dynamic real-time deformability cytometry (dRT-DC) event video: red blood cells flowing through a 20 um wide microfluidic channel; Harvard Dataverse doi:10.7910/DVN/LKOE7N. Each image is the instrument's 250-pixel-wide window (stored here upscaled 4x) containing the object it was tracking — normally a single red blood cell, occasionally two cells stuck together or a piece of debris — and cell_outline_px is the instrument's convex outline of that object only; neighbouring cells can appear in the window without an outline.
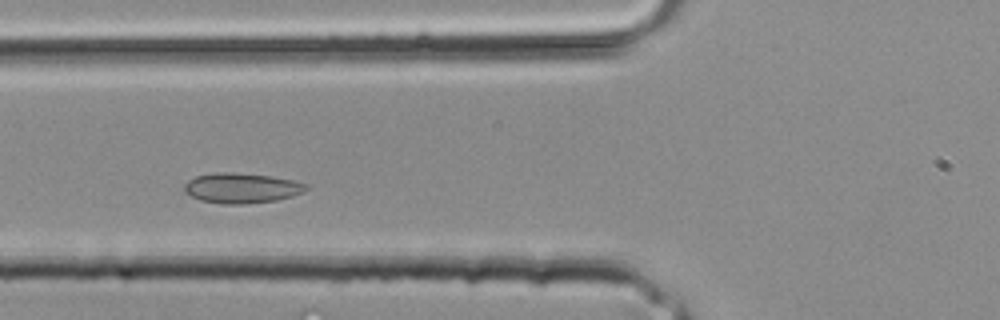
{"species": "common noctule bat (a hibernating species)", "species_latin": "Nyctalus noctula", "temperature_condition": "room temperature", "stored_images_in_passage": 27, "camera_frame_rate_fps": 3000, "um_per_image_px": 0.085, "animal": {"sex": "male", "body_mass_g": 20.4}, "frame": {"image": 1, "passage_image": 6, "time_ms": 1.667, "image_size_px": [1000, 320], "cell_outline_px": [[312, 188], [304, 192], [292, 196], [276, 200], [244, 204], [220, 204], [200, 200], [184, 192], [184, 184], [188, 180], [196, 176], [216, 172], [232, 172], [272, 176], [292, 180], [308, 184]], "centroid_in_image_um": [20.56, 15.98], "position_along_channel_um": 105.2, "area_um2": 21.62}}
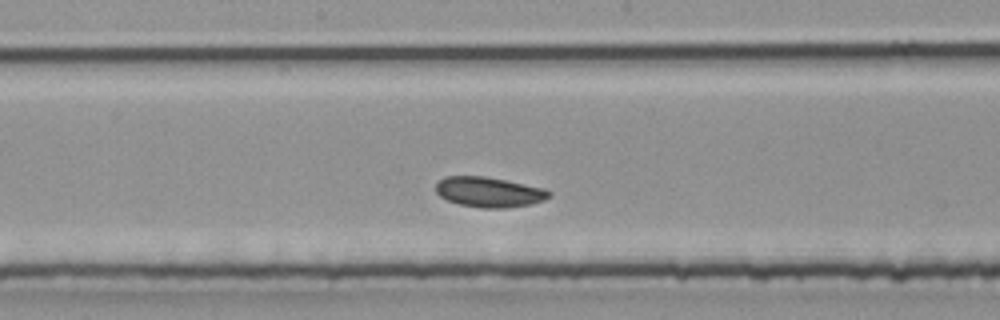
{"frame": {"image": 2, "passage_image": 11, "time_ms": 3.333, "image_size_px": [1000, 320], "cell_outline_px": [[552, 196], [544, 200], [532, 204], [504, 208], [480, 208], [460, 204], [448, 200], [440, 196], [436, 192], [436, 184], [444, 176], [484, 176], [544, 188], [552, 192]], "centroid_in_image_um": [41.59, 16.33], "position_along_channel_um": 206.6, "area_um2": 19.88}}
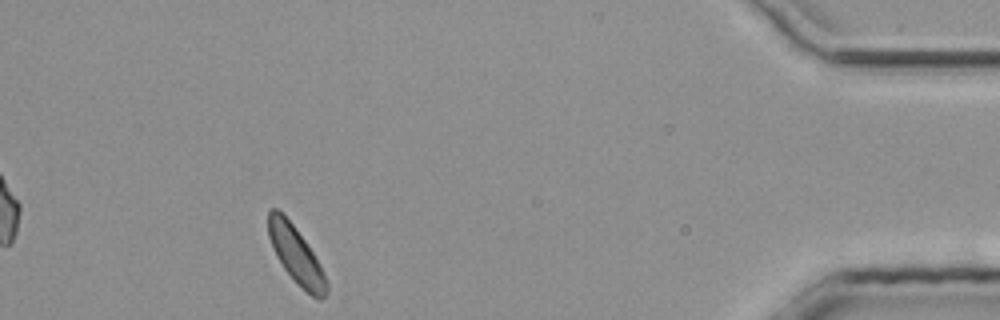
{"frame": {"image": 3, "passage_image": 24, "time_ms": 7.667, "image_size_px": [1000, 320], "cell_outline_px": [[328, 292], [320, 300], [312, 296], [296, 284], [284, 268], [276, 256], [268, 236], [268, 212], [272, 208], [276, 208], [292, 224], [304, 240], [312, 252], [328, 284]], "centroid_in_image_um": [25.14, 21.71], "position_along_channel_um": 410.1, "area_um2": 18.79}}